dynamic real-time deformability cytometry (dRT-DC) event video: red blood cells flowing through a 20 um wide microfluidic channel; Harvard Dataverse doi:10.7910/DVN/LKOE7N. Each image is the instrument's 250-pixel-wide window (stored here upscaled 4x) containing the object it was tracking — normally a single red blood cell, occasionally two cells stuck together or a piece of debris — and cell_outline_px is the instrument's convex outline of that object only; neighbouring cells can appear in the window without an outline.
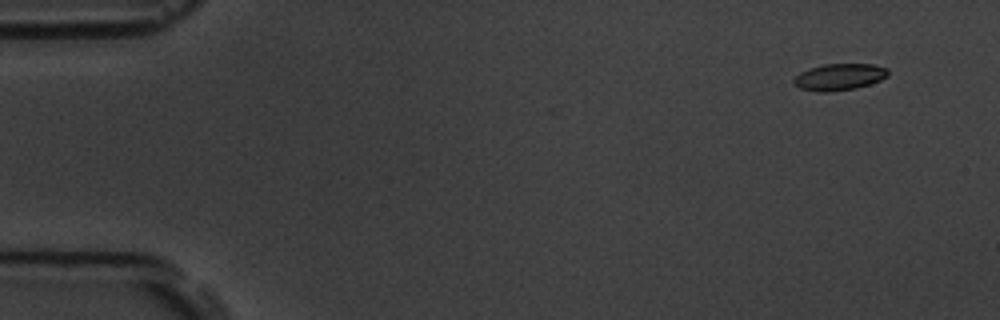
{"species": "common noctule bat (a hibernating species)", "species_latin": "Nyctalus noctula", "temperature_condition": "room temperature", "stored_images_in_passage": 6, "camera_frame_rate_fps": 3000, "um_per_image_px": 0.085, "animal": {"sex": "male", "body_mass_g": 19.5, "forearm_length_mm": 54.6}, "frame": {"image": 1, "passage_image": 2, "time_ms": 1.333, "image_size_px": [1000, 320], "cell_outline_px": [[888, 76], [880, 80], [856, 88], [828, 92], [820, 92], [800, 88], [792, 84], [792, 80], [800, 72], [808, 68], [824, 64], [872, 64], [888, 68]], "centroid_in_image_um": [71.31, 6.53], "position_along_channel_um": 13.7, "area_um2": 14.68}}
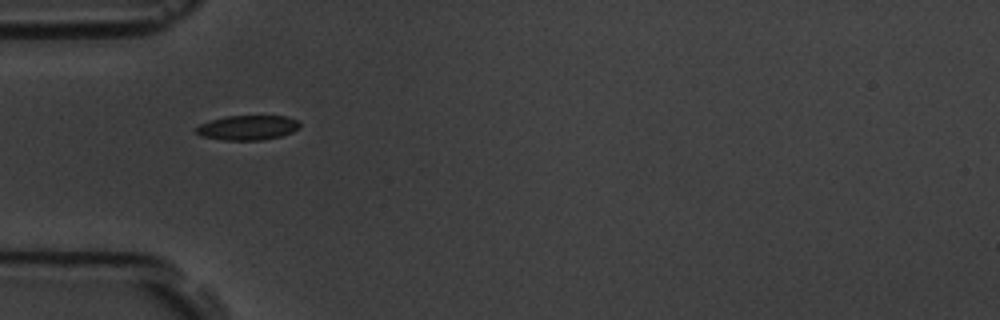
{"frame": {"image": 2, "passage_image": 6, "time_ms": 6.0, "image_size_px": [1000, 320], "cell_outline_px": [[300, 128], [292, 132], [280, 136], [260, 140], [224, 140], [200, 136], [196, 132], [196, 128], [200, 124], [212, 120], [228, 116], [288, 116], [296, 120], [300, 124]], "centroid_in_image_um": [21.06, 10.85], "position_along_channel_um": 63.9, "area_um2": 14.8}}